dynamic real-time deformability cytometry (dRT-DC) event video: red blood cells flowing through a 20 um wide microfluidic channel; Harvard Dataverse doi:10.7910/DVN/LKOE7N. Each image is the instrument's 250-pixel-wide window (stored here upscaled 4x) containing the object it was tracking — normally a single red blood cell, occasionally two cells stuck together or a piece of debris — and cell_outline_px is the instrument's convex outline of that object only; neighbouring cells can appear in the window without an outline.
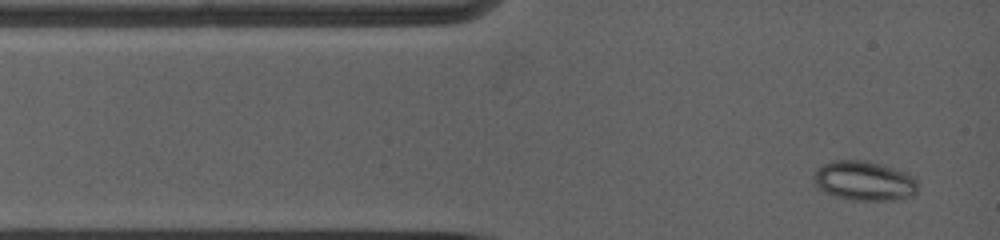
{"species": "common noctule bat (a hibernating species)", "species_latin": "Nyctalus noctula", "temperature_condition": "warm", "stored_images_in_passage": 6, "camera_frame_rate_fps": 5000, "um_per_image_px": 0.085, "animal": {"sex": "female", "body_mass_g": 19.0, "forearm_length_mm": 53.3}, "frame": {"image": 1, "passage_image": 1, "time_ms": 0.0, "image_size_px": [1000, 240], "cell_outline_px": [[916, 192], [912, 196], [896, 200], [848, 200], [824, 192], [816, 188], [812, 176], [816, 168], [832, 160], [864, 160], [880, 164], [892, 168], [912, 176], [916, 180]], "centroid_in_image_um": [73.38, 15.38], "position_along_channel_um": 11.6, "area_um2": 24.04}}
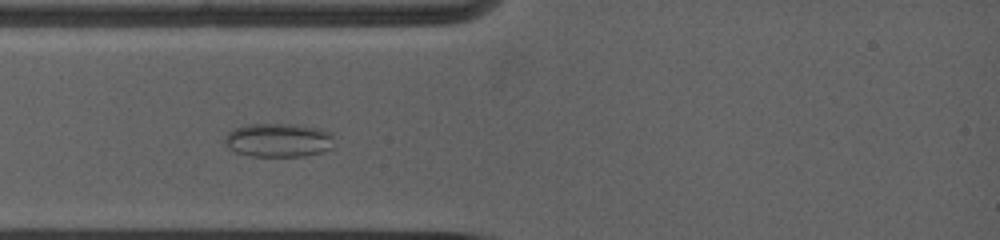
{"frame": {"image": 2, "passage_image": 3, "time_ms": 2.2, "image_size_px": [1000, 240], "cell_outline_px": [[332, 148], [320, 152], [304, 156], [252, 156], [236, 152], [228, 148], [224, 144], [224, 136], [232, 128], [248, 124], [296, 124], [320, 128], [332, 132]], "centroid_in_image_um": [23.64, 11.9], "position_along_channel_um": 61.4, "area_um2": 21.79}}
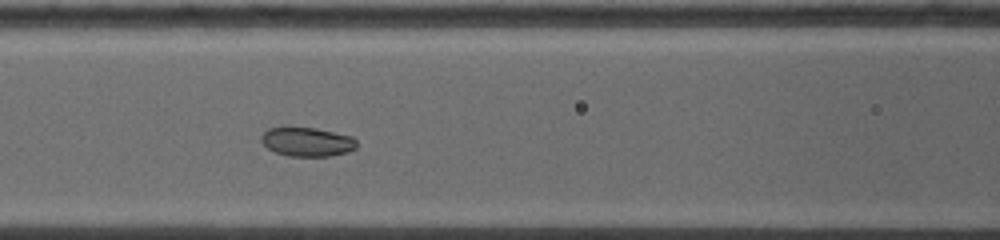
{"frame": {"image": 3, "passage_image": 6, "time_ms": 4.2, "image_size_px": [1000, 240], "cell_outline_px": [[356, 148], [348, 152], [328, 156], [288, 156], [276, 152], [268, 148], [260, 140], [260, 136], [268, 128], [316, 128], [352, 136], [356, 140]], "centroid_in_image_um": [26.11, 12.06], "position_along_channel_um": 140.5, "area_um2": 16.01}}